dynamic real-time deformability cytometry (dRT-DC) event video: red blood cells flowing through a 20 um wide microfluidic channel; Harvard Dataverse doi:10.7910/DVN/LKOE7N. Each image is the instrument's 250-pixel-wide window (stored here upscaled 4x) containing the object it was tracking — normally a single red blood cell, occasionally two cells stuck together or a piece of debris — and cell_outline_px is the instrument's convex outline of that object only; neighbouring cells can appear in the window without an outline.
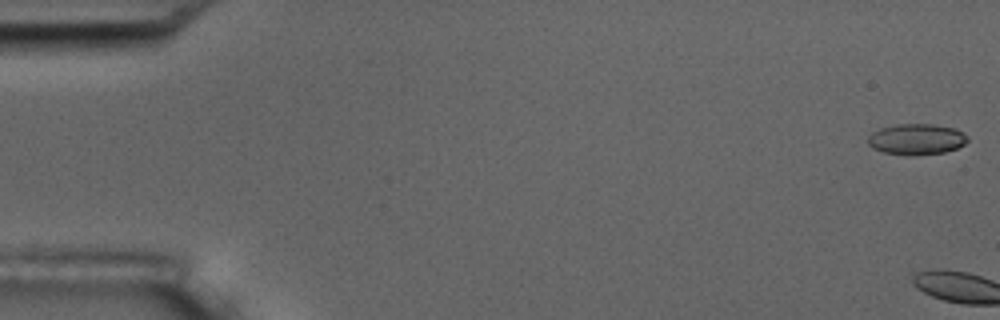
{"species": "common noctule bat (a hibernating species)", "species_latin": "Nyctalus noctula", "temperature_condition": "room temperature", "stored_images_in_passage": 6, "camera_frame_rate_fps": 3000, "um_per_image_px": 0.085, "animal": {"sex": "male", "body_mass_g": 17.5, "forearm_length_mm": 52.3}, "frame": {"image": 1, "passage_image": 1, "time_ms": 0.0, "image_size_px": [1000, 320], "cell_outline_px": [[968, 140], [964, 144], [956, 148], [944, 152], [912, 156], [908, 156], [884, 152], [872, 148], [868, 144], [868, 136], [872, 132], [880, 128], [896, 124], [932, 124], [956, 128], [964, 132], [968, 136]], "centroid_in_image_um": [77.9, 11.83], "position_along_channel_um": 7.1, "area_um2": 18.15}}